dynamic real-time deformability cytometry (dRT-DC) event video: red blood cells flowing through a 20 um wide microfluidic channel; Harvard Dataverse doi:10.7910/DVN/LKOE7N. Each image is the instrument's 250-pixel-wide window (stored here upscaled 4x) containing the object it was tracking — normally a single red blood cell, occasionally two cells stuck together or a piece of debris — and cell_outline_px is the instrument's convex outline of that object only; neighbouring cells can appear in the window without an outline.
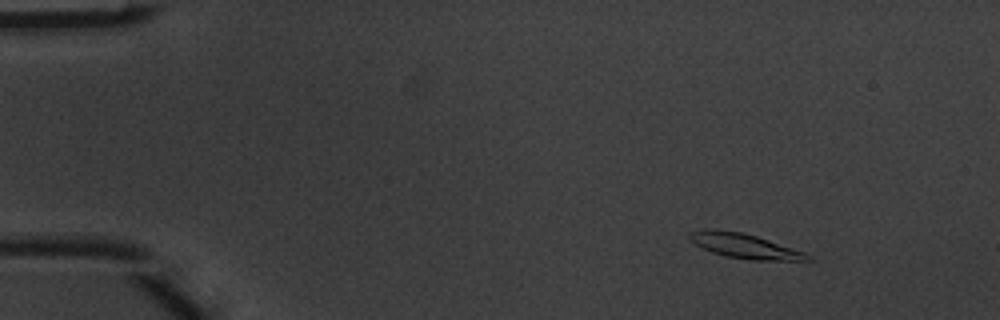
{"species": "common noctule bat (a hibernating species)", "species_latin": "Nyctalus noctula", "temperature_condition": "warm", "stored_images_in_passage": 4, "camera_frame_rate_fps": 3000, "um_per_image_px": 0.085, "animal": {"sex": "male", "body_mass_g": 20.1, "forearm_length_mm": 53.5}, "frame": {"image": 1, "passage_image": 1, "time_ms": 0.0, "image_size_px": [1000, 320], "cell_outline_px": [[812, 260], [752, 260], [724, 256], [712, 252], [688, 240], [688, 232], [704, 228], [712, 228], [740, 232], [756, 236], [804, 252], [812, 256]], "centroid_in_image_um": [63.22, 20.89], "position_along_channel_um": 21.8, "area_um2": 16.94}}
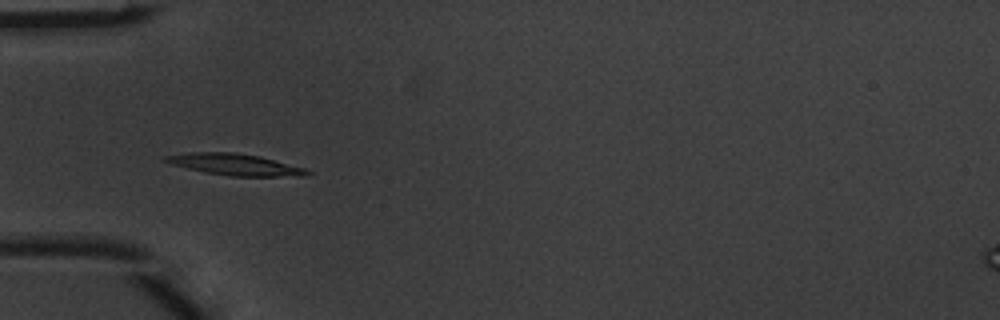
{"frame": {"image": 2, "passage_image": 4, "time_ms": 1.0, "image_size_px": [1000, 320], "cell_outline_px": [[312, 172], [308, 176], [232, 176], [204, 172], [172, 164], [160, 160], [164, 156], [188, 152], [236, 152], [260, 156], [304, 168]], "centroid_in_image_um": [19.96, 13.97], "position_along_channel_um": 65.0, "area_um2": 17.74}}